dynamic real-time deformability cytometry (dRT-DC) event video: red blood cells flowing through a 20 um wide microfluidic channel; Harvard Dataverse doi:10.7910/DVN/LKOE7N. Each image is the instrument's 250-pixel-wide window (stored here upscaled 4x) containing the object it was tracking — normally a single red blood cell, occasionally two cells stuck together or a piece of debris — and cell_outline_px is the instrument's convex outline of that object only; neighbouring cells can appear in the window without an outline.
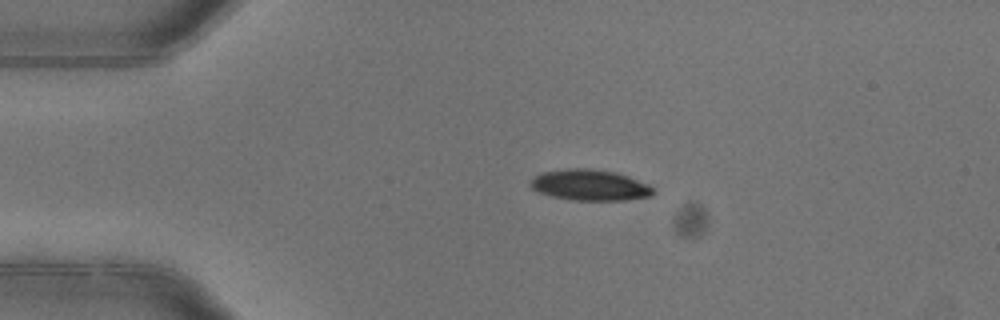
{"species": "common noctule bat (a hibernating species)", "species_latin": "Nyctalus noctula", "temperature_condition": "warm", "stored_images_in_passage": 2, "camera_frame_rate_fps": 3000, "um_per_image_px": 0.085, "animal": {"sex": "female"}, "frame": {"image": 1, "passage_image": 1, "time_ms": 0.0, "image_size_px": [1000, 320], "cell_outline_px": [[652, 196], [624, 200], [572, 200], [552, 196], [540, 192], [532, 188], [528, 184], [540, 172], [568, 168], [588, 168], [616, 172], [628, 176], [648, 184], [652, 188]], "centroid_in_image_um": [50.12, 15.72], "position_along_channel_um": 34.9, "area_um2": 22.02}}